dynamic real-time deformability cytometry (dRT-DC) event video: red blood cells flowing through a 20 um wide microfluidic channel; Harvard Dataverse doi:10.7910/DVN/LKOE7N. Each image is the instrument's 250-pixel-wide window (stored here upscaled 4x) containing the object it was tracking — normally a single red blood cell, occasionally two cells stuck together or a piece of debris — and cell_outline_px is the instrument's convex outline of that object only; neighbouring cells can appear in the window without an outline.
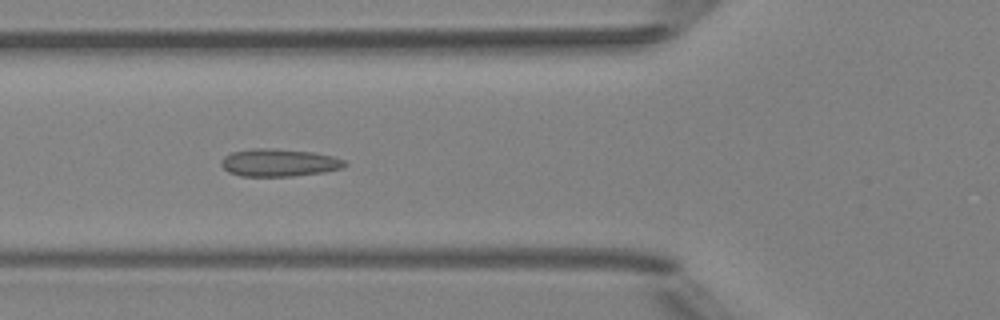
{"species": "Egyptian fruit bat (a non-hibernating species)", "species_latin": "Rousettus aegyptiacus", "temperature_condition": "room temperature", "stored_images_in_passage": 7, "camera_frame_rate_fps": 3000, "um_per_image_px": 0.085, "animal": {"sex": "female"}, "frame": {"image": 1, "passage_image": 5, "time_ms": 5.333, "image_size_px": [1000, 320], "cell_outline_px": [[348, 164], [340, 168], [324, 172], [292, 176], [240, 176], [228, 172], [220, 164], [220, 160], [224, 156], [232, 152], [252, 148], [272, 148], [312, 152], [332, 156], [344, 160]], "centroid_in_image_um": [23.67, 13.82], "position_along_channel_um": 102.1, "area_um2": 19.88}}
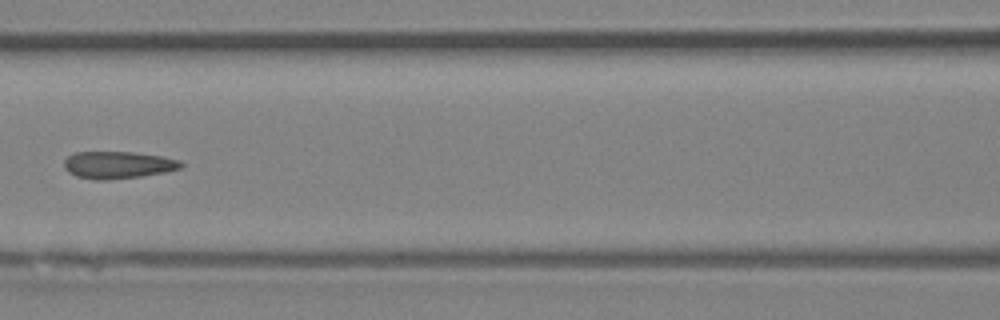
{"frame": {"image": 2, "passage_image": 6, "time_ms": 6.667, "image_size_px": [1000, 320], "cell_outline_px": [[184, 164], [180, 168], [164, 172], [140, 176], [108, 180], [96, 180], [76, 176], [68, 172], [64, 168], [64, 160], [68, 156], [76, 152], [132, 152], [164, 156], [180, 160]], "centroid_in_image_um": [10.02, 14.01], "position_along_channel_um": 156.6, "area_um2": 18.55}}
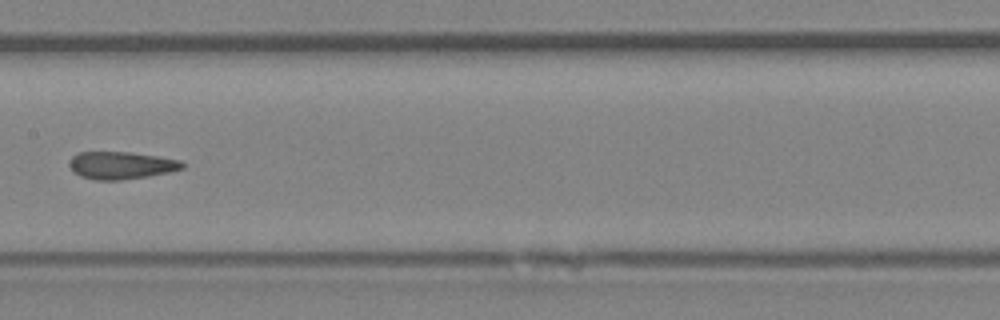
{"frame": {"image": 3, "passage_image": 7, "time_ms": 7.667, "image_size_px": [1000, 320], "cell_outline_px": [[184, 168], [168, 172], [148, 176], [120, 180], [92, 180], [80, 176], [72, 172], [68, 164], [72, 156], [80, 152], [128, 152], [156, 156], [180, 160], [184, 164]], "centroid_in_image_um": [10.25, 14.06], "position_along_channel_um": 197.2, "area_um2": 18.09}}